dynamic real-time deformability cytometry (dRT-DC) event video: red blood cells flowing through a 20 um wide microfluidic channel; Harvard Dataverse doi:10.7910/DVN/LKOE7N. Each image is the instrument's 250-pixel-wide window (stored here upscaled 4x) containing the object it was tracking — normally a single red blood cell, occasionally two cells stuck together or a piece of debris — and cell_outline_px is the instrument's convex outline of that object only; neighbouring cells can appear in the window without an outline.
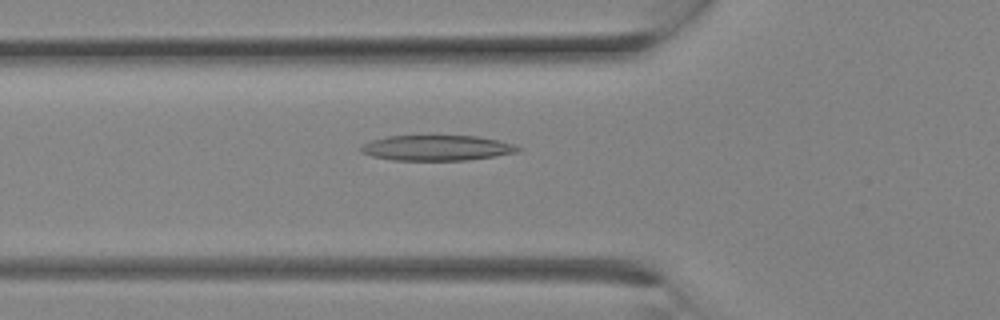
{"species": "Egyptian fruit bat (a non-hibernating species)", "species_latin": "Rousettus aegyptiacus", "temperature_condition": "room temperature", "stored_images_in_passage": 6, "camera_frame_rate_fps": 3000, "um_per_image_px": 0.085, "animal": {"sex": "female"}, "frame": {"image": 1, "passage_image": 4, "time_ms": 1.0, "image_size_px": [1000, 320], "cell_outline_px": [[524, 148], [516, 152], [496, 156], [468, 160], [392, 160], [372, 156], [360, 152], [360, 144], [372, 140], [388, 136], [476, 136], [496, 140], [512, 144]], "centroid_in_image_um": [37.09, 12.57], "position_along_channel_um": 88.7, "area_um2": 23.18}}
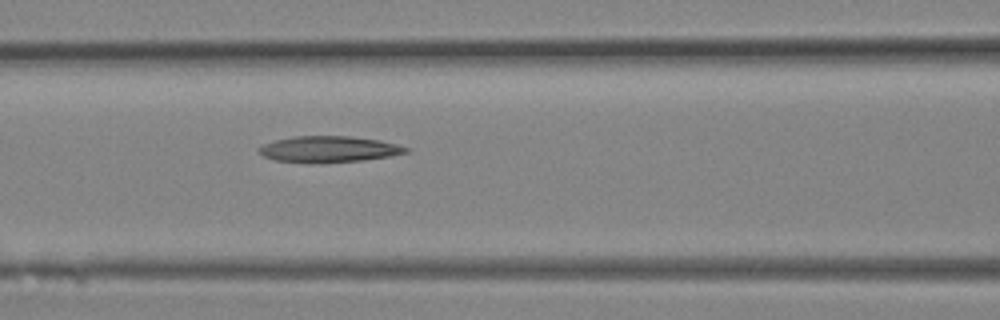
{"frame": {"image": 2, "passage_image": 6, "time_ms": 1.667, "image_size_px": [1000, 320], "cell_outline_px": [[412, 148], [408, 152], [388, 156], [364, 160], [320, 164], [308, 164], [272, 160], [264, 156], [256, 148], [264, 144], [276, 140], [292, 136], [348, 136], [380, 140]], "centroid_in_image_um": [27.92, 12.7], "position_along_channel_um": 138.7, "area_um2": 22.83}}